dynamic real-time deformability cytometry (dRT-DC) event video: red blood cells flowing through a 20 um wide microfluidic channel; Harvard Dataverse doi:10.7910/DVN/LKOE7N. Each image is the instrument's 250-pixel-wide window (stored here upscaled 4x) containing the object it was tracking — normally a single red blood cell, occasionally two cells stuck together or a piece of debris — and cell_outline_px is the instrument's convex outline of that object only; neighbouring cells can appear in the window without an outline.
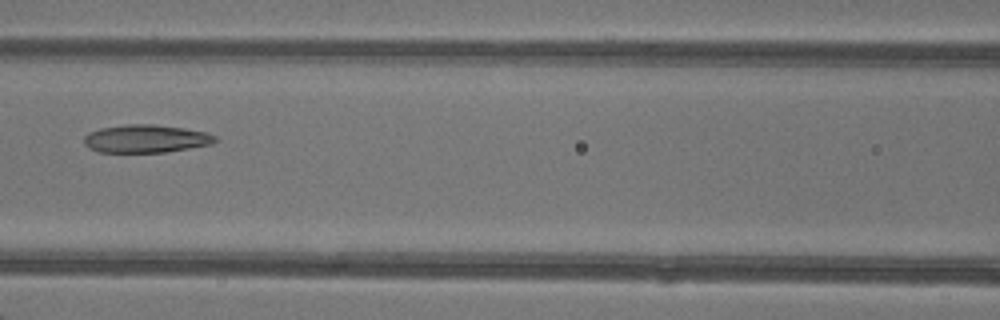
{"species": "common noctule bat (a hibernating species)", "species_latin": "Nyctalus noctula", "temperature_condition": "warm", "stored_images_in_passage": 6, "camera_frame_rate_fps": 3000, "um_per_image_px": 0.085, "animal": {"sex": "female"}, "frame": {"image": 1, "passage_image": 6, "time_ms": 6.667, "image_size_px": [1000, 320], "cell_outline_px": [[216, 140], [212, 144], [164, 152], [100, 152], [88, 148], [84, 144], [84, 136], [88, 132], [100, 128], [128, 124], [152, 124], [184, 128], [204, 132], [216, 136]], "centroid_in_image_um": [12.35, 11.79], "position_along_channel_um": 154.2, "area_um2": 21.27}}